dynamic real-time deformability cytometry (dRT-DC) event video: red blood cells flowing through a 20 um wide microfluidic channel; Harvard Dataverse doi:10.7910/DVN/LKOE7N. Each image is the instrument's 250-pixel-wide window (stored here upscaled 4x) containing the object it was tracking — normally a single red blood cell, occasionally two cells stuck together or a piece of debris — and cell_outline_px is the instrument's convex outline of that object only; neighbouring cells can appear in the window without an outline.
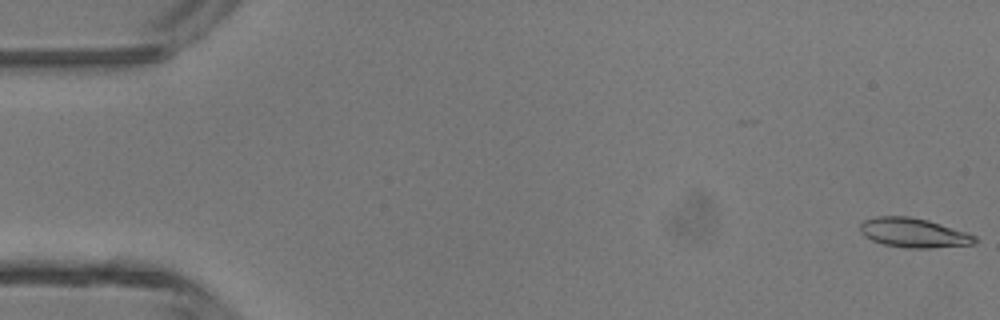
{"species": "common noctule bat (a hibernating species)", "species_latin": "Nyctalus noctula", "temperature_condition": "room temperature", "stored_images_in_passage": 47, "camera_frame_rate_fps": 3000, "um_per_image_px": 0.085, "animal": {"sex": "male", "body_mass_g": 13.3}, "frame": {"image": 1, "passage_image": 1, "time_ms": 0.0, "image_size_px": [1000, 320], "cell_outline_px": [[976, 244], [928, 248], [904, 248], [884, 244], [872, 240], [864, 236], [860, 232], [860, 224], [864, 220], [876, 216], [908, 216], [928, 220], [976, 236]], "centroid_in_image_um": [77.62, 19.79], "position_along_channel_um": 7.4, "area_um2": 19.54}}
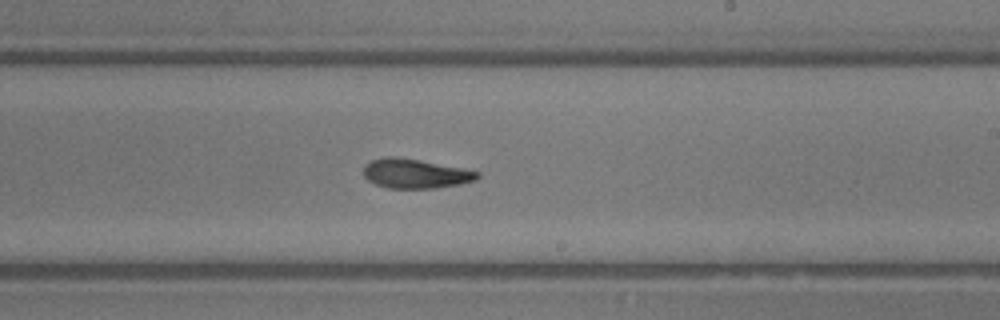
{"frame": {"image": 2, "passage_image": 28, "time_ms": 9.0, "image_size_px": [1000, 320], "cell_outline_px": [[480, 176], [476, 180], [460, 184], [436, 188], [388, 188], [376, 184], [368, 180], [364, 176], [364, 164], [372, 160], [384, 156], [396, 156], [420, 160], [480, 172]], "centroid_in_image_um": [35.28, 14.75], "position_along_channel_um": 253.7, "area_um2": 19.48}}
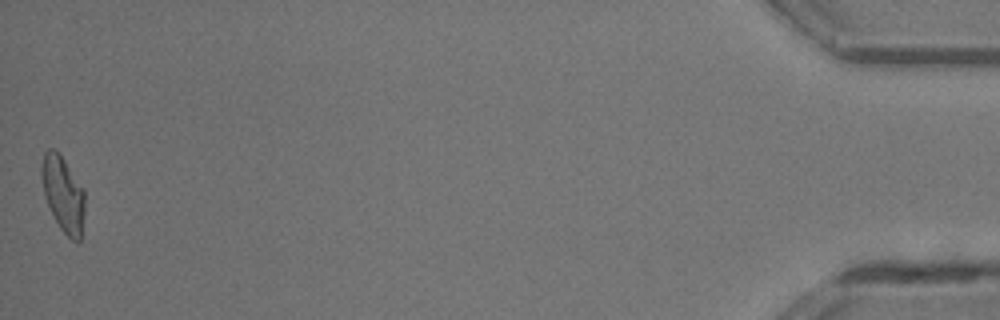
{"frame": {"image": 3, "passage_image": 47, "time_ms": 15.333, "image_size_px": [1000, 320], "cell_outline_px": [[84, 216], [80, 240], [72, 240], [60, 228], [44, 196], [40, 176], [40, 168], [44, 152], [48, 148], [52, 148], [64, 160], [84, 188]], "centroid_in_image_um": [5.35, 16.46], "position_along_channel_um": 429.9, "area_um2": 18.9}, "authors_computed_cell_mechanics": {"area_um2": 19.4208, "velocity_mm_per_s": 4.383, "shape_relaxation_time_tau1_ms": 5.0579, "shape_relaxation_time_tau2_ms": 2.4421, "deformation_change_tau1": 0.1893, "deformation_change_tau2": 0.1071}}